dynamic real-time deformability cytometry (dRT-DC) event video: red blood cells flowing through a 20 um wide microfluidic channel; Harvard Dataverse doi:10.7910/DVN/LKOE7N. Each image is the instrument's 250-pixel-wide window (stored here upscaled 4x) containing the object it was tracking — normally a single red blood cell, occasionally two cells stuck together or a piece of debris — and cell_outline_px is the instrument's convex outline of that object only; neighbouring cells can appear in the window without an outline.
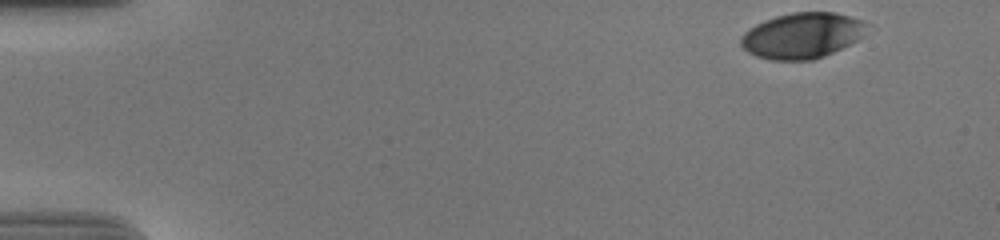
{"species": "human", "species_latin": "Homo sapiens", "temperature_condition": "cold", "stored_images_in_passage": 44, "camera_frame_rate_fps": 3000, "um_per_image_px": 0.085, "donor": {"sex": "male"}, "frame": {"image": 1, "passage_image": 1, "time_ms": 0.0, "image_size_px": [1000, 240], "cell_outline_px": [[864, 24], [860, 36], [856, 40], [824, 56], [812, 60], [772, 60], [756, 56], [748, 52], [740, 44], [740, 36], [748, 28], [764, 20], [776, 16], [792, 12], [832, 12], [848, 16], [860, 20]], "centroid_in_image_um": [68.07, 3.02], "position_along_channel_um": 16.9, "area_um2": 32.95}}
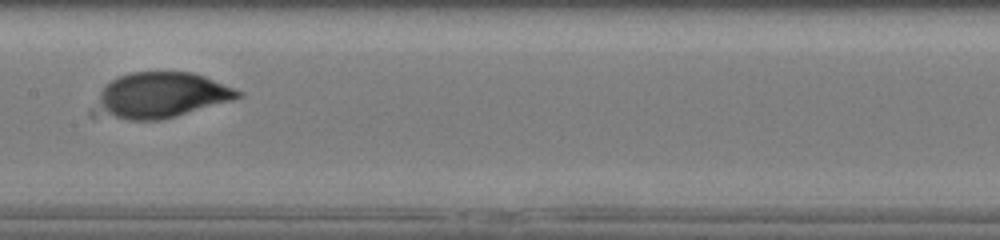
{"frame": {"image": 2, "passage_image": 26, "time_ms": 8.333, "image_size_px": [1000, 240], "cell_outline_px": [[244, 96], [232, 100], [176, 116], [160, 120], [128, 120], [116, 116], [108, 112], [100, 100], [100, 92], [104, 84], [120, 76], [132, 72], [192, 72], [204, 76], [244, 92]], "centroid_in_image_um": [13.85, 8.06], "position_along_channel_um": 193.5, "area_um2": 36.41}}
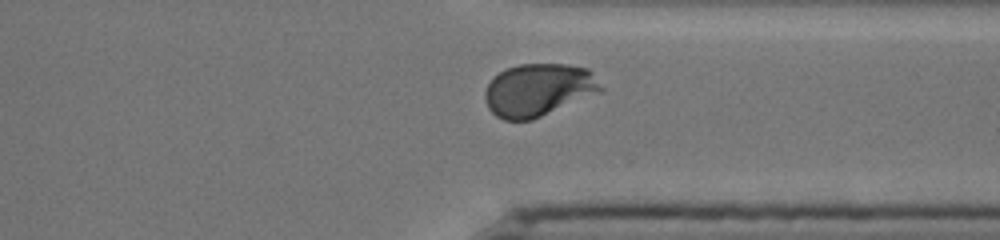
{"frame": {"image": 3, "passage_image": 40, "time_ms": 13.0, "image_size_px": [1000, 240], "cell_outline_px": [[604, 92], [532, 120], [504, 120], [496, 116], [488, 108], [484, 100], [484, 92], [488, 84], [504, 68], [520, 64], [568, 64], [588, 68], [592, 72], [604, 88]], "centroid_in_image_um": [45.81, 7.65], "position_along_channel_um": 365.6, "area_um2": 36.07}, "authors_computed_cell_mechanics": {"area_um2": 35.9227, "velocity_mm_per_s": 3.6825, "shape_relaxation_time_tau1_ms": 3.8427, "shape_relaxation_time_tau2_ms": null, "deformation_change_tau1": 0.1756, "deformation_change_tau2": null}}